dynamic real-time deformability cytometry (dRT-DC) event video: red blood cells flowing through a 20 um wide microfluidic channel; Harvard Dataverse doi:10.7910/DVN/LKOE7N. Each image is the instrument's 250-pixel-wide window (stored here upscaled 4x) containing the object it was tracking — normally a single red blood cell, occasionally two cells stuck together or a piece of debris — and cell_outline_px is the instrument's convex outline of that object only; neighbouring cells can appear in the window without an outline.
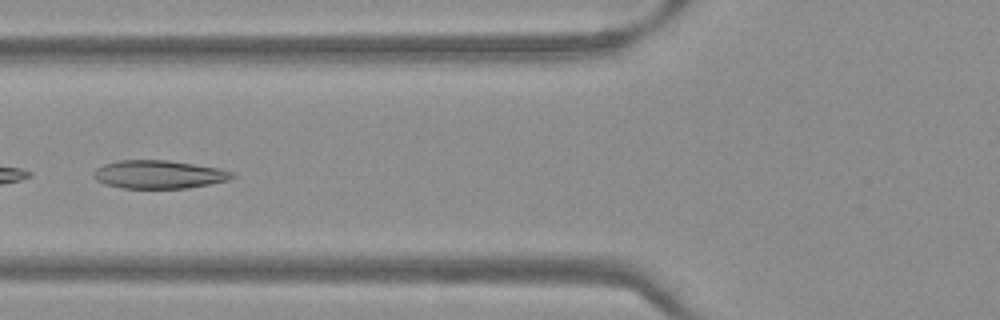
{"species": "Egyptian fruit bat (a non-hibernating species)", "species_latin": "Rousettus aegyptiacus", "temperature_condition": "warm", "stored_images_in_passage": 50, "camera_frame_rate_fps": 3000, "um_per_image_px": 0.085, "frame": {"image": 1, "passage_image": 20, "time_ms": 6.333, "image_size_px": [1000, 320], "cell_outline_px": [[236, 176], [228, 180], [188, 188], [124, 188], [104, 184], [96, 180], [96, 168], [104, 164], [120, 160], [168, 160], [220, 168], [236, 172]], "centroid_in_image_um": [13.56, 14.82], "position_along_channel_um": 112.2, "area_um2": 22.72}}
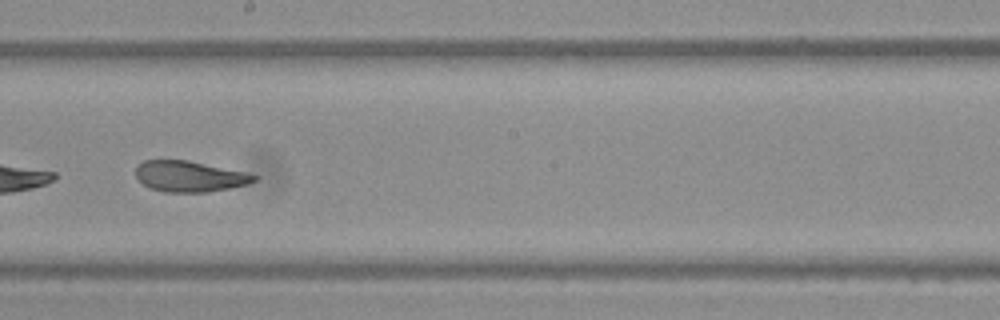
{"frame": {"image": 2, "passage_image": 29, "time_ms": 9.333, "image_size_px": [1000, 320], "cell_outline_px": [[260, 176], [256, 180], [248, 184], [208, 192], [164, 192], [152, 188], [144, 184], [136, 176], [136, 168], [144, 160], [188, 160], [248, 172]], "centroid_in_image_um": [16.17, 14.98], "position_along_channel_um": 232.0, "area_um2": 21.27}}
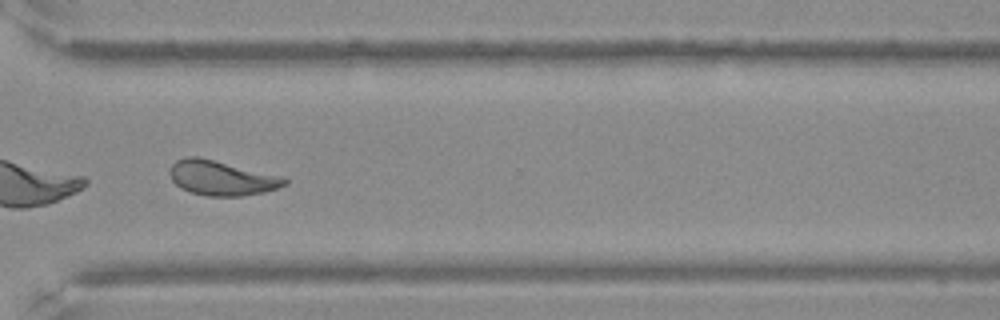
{"frame": {"image": 3, "passage_image": 38, "time_ms": 12.333, "image_size_px": [1000, 320], "cell_outline_px": [[288, 184], [264, 192], [240, 196], [208, 196], [192, 192], [180, 188], [172, 180], [168, 172], [172, 164], [176, 160], [188, 156], [200, 156], [284, 176], [288, 180]], "centroid_in_image_um": [18.84, 15.11], "position_along_channel_um": 351.8, "area_um2": 23.52}}